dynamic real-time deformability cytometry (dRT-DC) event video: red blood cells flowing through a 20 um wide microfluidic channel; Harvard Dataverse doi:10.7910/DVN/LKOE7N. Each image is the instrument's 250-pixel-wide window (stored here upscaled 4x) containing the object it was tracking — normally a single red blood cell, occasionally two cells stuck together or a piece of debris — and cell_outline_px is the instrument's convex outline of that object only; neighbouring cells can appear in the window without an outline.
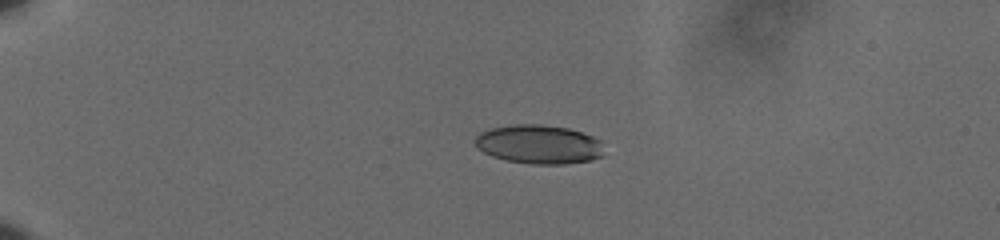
{"species": "human", "species_latin": "Homo sapiens", "temperature_condition": "cold", "stored_images_in_passage": 45, "camera_frame_rate_fps": 3000, "um_per_image_px": 0.085, "donor": {"sex": "male"}, "frame": {"image": 1, "passage_image": 1, "time_ms": 0.0, "image_size_px": [1000, 240], "cell_outline_px": [[604, 156], [588, 160], [564, 164], [532, 164], [504, 160], [492, 156], [476, 148], [476, 136], [480, 132], [492, 128], [512, 124], [540, 124], [568, 128], [592, 136], [600, 140]], "centroid_in_image_um": [45.79, 12.27], "position_along_channel_um": 39.2, "area_um2": 29.25}}
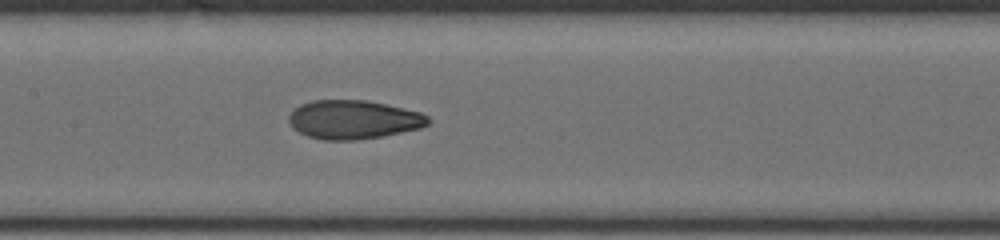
{"frame": {"image": 2, "passage_image": 18, "time_ms": 5.667, "image_size_px": [1000, 240], "cell_outline_px": [[432, 120], [428, 124], [420, 128], [384, 136], [356, 140], [324, 140], [308, 136], [292, 128], [288, 120], [288, 116], [300, 104], [312, 100], [364, 100], [384, 104], [420, 112], [428, 116]], "centroid_in_image_um": [30.04, 10.17], "position_along_channel_um": 177.4, "area_um2": 31.44}}
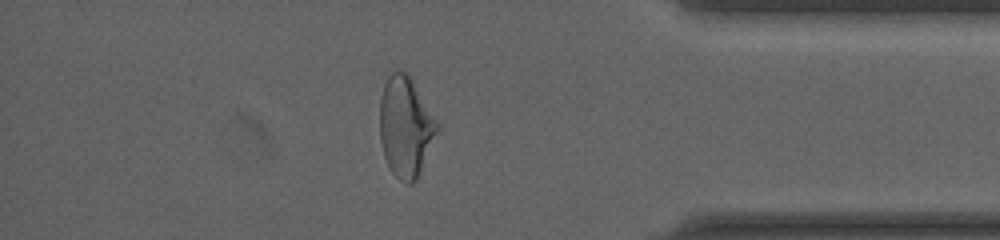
{"frame": {"image": 3, "passage_image": 38, "time_ms": 12.333, "image_size_px": [1000, 240], "cell_outline_px": [[440, 128], [416, 180], [412, 184], [408, 184], [400, 180], [392, 172], [384, 156], [380, 140], [380, 96], [384, 84], [388, 76], [392, 72], [404, 72], [412, 80], [440, 124]], "centroid_in_image_um": [34.48, 10.79], "position_along_channel_um": 400.7, "area_um2": 33.41}, "authors_computed_cell_mechanics": {"area_um2": 31.501, "velocity_mm_per_s": 3.6387, "shape_relaxation_time_tau1_ms": 7.7529, "shape_relaxation_time_tau2_ms": 1.4793, "deformation_change_tau1": 0.2028, "deformation_change_tau2": 0.0711}}